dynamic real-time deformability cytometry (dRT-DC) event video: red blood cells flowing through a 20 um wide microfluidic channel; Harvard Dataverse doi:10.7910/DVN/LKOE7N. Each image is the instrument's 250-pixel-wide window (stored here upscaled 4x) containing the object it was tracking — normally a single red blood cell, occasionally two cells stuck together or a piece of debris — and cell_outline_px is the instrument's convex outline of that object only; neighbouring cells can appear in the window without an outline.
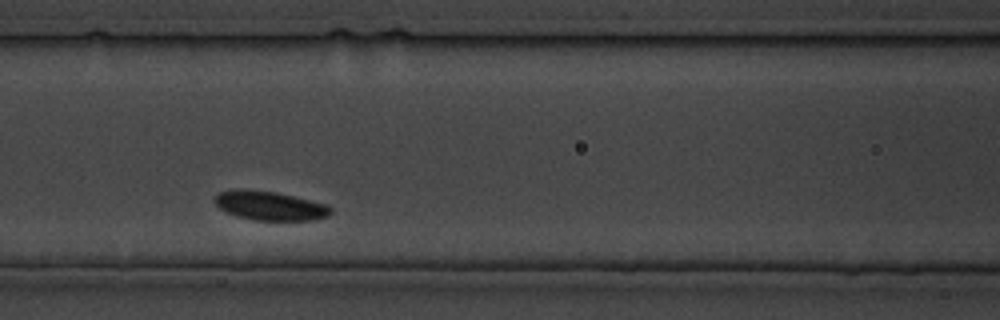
{"species": "common noctule bat (a hibernating species)", "species_latin": "Nyctalus noctula", "temperature_condition": "cold", "stored_images_in_passage": 21, "camera_frame_rate_fps": 3000, "um_per_image_px": 0.085, "animal": {"sex": "male", "body_mass_g": 19.5, "forearm_length_mm": 54.6}, "frame": {"image": 1, "passage_image": 7, "time_ms": 7.0, "image_size_px": [1000, 320], "cell_outline_px": [[332, 212], [328, 216], [312, 220], [252, 220], [236, 216], [220, 208], [216, 204], [216, 196], [220, 192], [240, 188], [276, 192], [328, 204], [332, 208]], "centroid_in_image_um": [22.98, 17.48], "position_along_channel_um": 143.6, "area_um2": 19.59}}
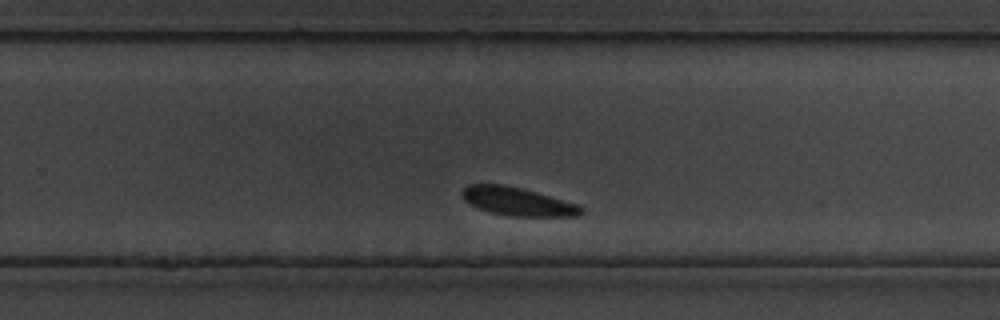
{"frame": {"image": 2, "passage_image": 15, "time_ms": 17.0, "image_size_px": [1000, 320], "cell_outline_px": [[584, 212], [580, 216], [512, 216], [488, 212], [464, 200], [460, 192], [468, 184], [504, 184], [536, 192], [580, 204], [584, 208]], "centroid_in_image_um": [44.04, 17.13], "position_along_channel_um": 285.8, "area_um2": 19.71}}
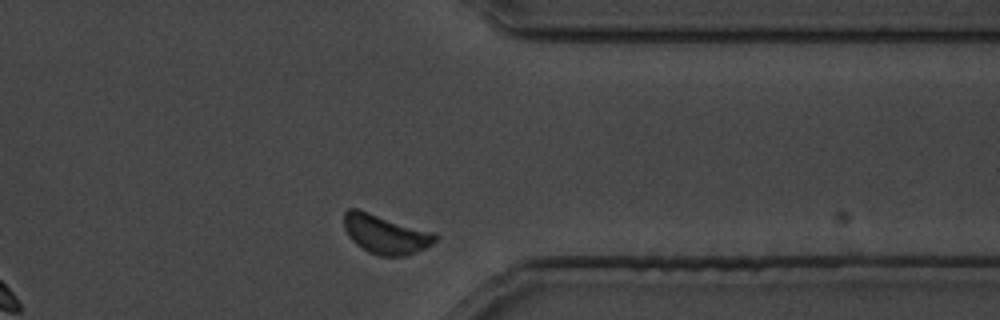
{"frame": {"image": 3, "passage_image": 20, "time_ms": 23.667, "image_size_px": [1000, 320], "cell_outline_px": [[436, 240], [432, 244], [416, 252], [404, 256], [380, 256], [368, 252], [356, 244], [348, 236], [344, 228], [344, 212], [348, 208], [360, 208], [432, 232], [436, 236]], "centroid_in_image_um": [32.71, 19.88], "position_along_channel_um": 378.7, "area_um2": 20.87}}